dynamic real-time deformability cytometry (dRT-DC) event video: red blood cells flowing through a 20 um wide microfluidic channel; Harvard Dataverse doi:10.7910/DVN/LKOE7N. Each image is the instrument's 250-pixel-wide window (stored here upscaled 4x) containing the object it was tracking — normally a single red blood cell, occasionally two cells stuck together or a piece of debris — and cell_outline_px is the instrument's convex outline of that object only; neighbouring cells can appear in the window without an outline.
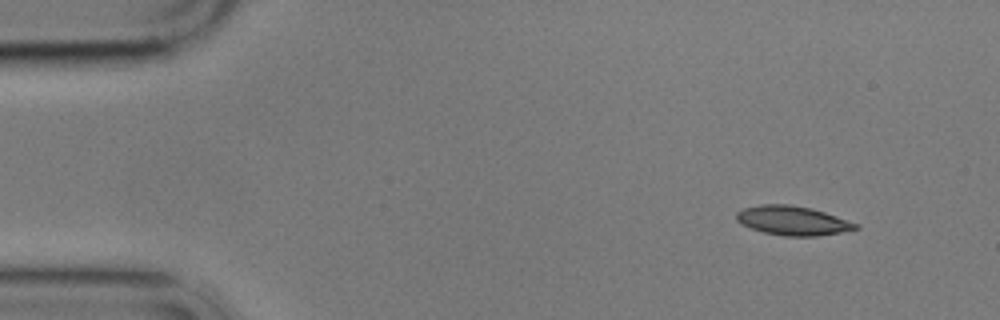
{"species": "common noctule bat (a hibernating species)", "species_latin": "Nyctalus noctula", "temperature_condition": "cold", "stored_images_in_passage": 3, "camera_frame_rate_fps": 3000, "um_per_image_px": 0.085, "animal": {"sex": "male", "body_mass_g": 17.9}, "frame": {"image": 1, "passage_image": 1, "time_ms": 0.0, "image_size_px": [1000, 320], "cell_outline_px": [[860, 228], [840, 232], [816, 236], [784, 236], [764, 232], [740, 224], [736, 220], [736, 212], [744, 208], [760, 204], [788, 204], [812, 208], [860, 224]], "centroid_in_image_um": [67.37, 18.74], "position_along_channel_um": 17.6, "area_um2": 20.29}}